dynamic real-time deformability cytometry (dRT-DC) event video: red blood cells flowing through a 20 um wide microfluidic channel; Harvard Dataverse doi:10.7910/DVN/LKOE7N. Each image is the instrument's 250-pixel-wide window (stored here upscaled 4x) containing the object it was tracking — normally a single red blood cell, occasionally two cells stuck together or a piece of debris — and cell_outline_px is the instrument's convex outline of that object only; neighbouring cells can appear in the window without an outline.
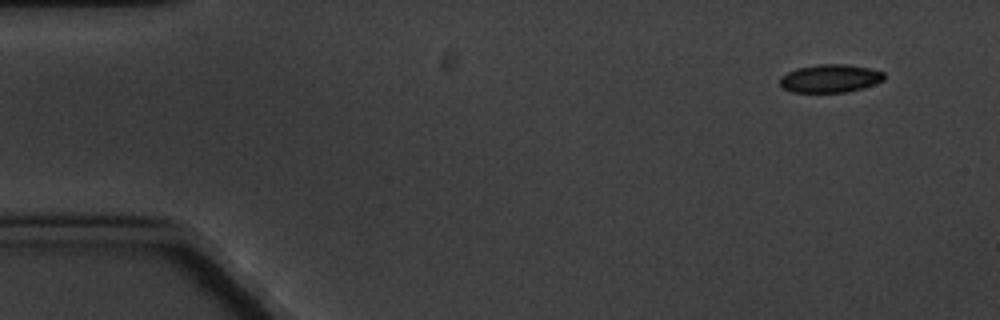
{"species": "common noctule bat (a hibernating species)", "species_latin": "Nyctalus noctula", "temperature_condition": "cold", "stored_images_in_passage": 4, "camera_frame_rate_fps": 3000, "um_per_image_px": 0.085, "animal": {"sex": "male", "body_mass_g": 20.1, "forearm_length_mm": 53.5}, "frame": {"image": 1, "passage_image": 1, "time_ms": 0.0, "image_size_px": [1000, 320], "cell_outline_px": [[884, 80], [864, 88], [844, 92], [792, 92], [784, 88], [780, 84], [780, 76], [796, 68], [820, 64], [844, 64], [872, 68], [884, 72]], "centroid_in_image_um": [70.58, 6.66], "position_along_channel_um": 14.4, "area_um2": 17.11}}
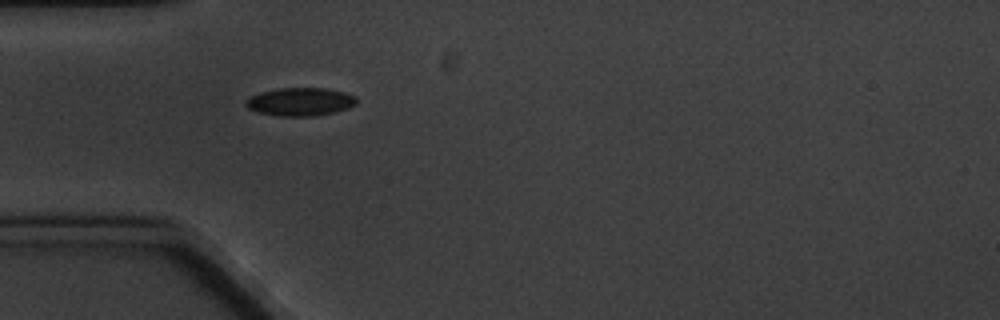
{"frame": {"image": 2, "passage_image": 4, "time_ms": 4.333, "image_size_px": [1000, 320], "cell_outline_px": [[356, 104], [348, 108], [316, 116], [276, 116], [260, 112], [248, 108], [244, 104], [244, 100], [260, 92], [276, 88], [328, 88], [344, 92], [356, 96]], "centroid_in_image_um": [25.51, 8.64], "position_along_channel_um": 59.5, "area_um2": 18.21}}